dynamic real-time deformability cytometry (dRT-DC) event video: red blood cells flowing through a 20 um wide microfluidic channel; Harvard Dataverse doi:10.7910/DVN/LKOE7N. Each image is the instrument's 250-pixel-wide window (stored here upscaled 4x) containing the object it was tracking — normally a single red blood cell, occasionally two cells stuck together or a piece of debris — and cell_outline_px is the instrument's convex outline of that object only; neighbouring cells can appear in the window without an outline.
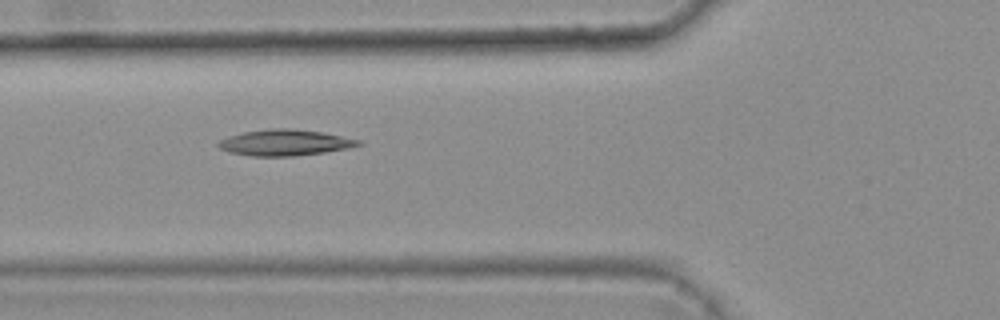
{"species": "common noctule bat (a hibernating species)", "species_latin": "Nyctalus noctula", "temperature_condition": "warm", "stored_images_in_passage": 3, "camera_frame_rate_fps": 3000, "um_per_image_px": 0.085, "animal": {"sex": "female", "body_mass_g": 25.1}, "frame": {"image": 1, "passage_image": 2, "time_ms": 0.333, "image_size_px": [1000, 320], "cell_outline_px": [[364, 144], [348, 148], [324, 152], [292, 156], [252, 156], [228, 152], [220, 148], [216, 144], [220, 140], [228, 136], [244, 132], [272, 128], [292, 128], [320, 132], [360, 140]], "centroid_in_image_um": [24.19, 12.12], "position_along_channel_um": 101.6, "area_um2": 21.1}}
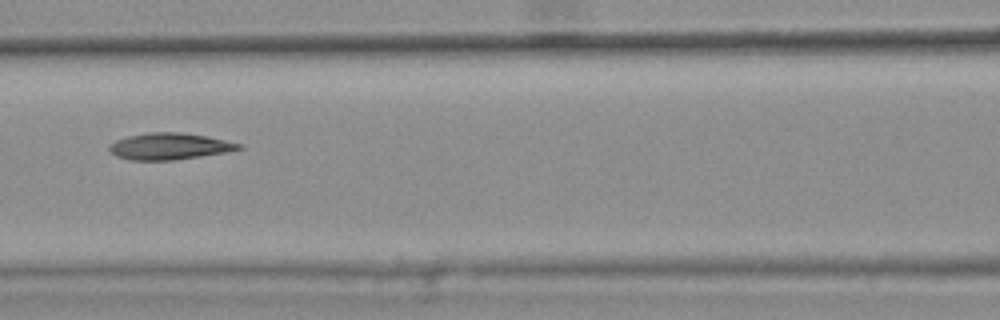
{"frame": {"image": 2, "passage_image": 3, "time_ms": 0.667, "image_size_px": [1000, 320], "cell_outline_px": [[244, 148], [224, 152], [200, 156], [172, 160], [128, 160], [116, 156], [108, 148], [108, 144], [116, 140], [128, 136], [148, 132], [176, 132], [204, 136], [244, 144]], "centroid_in_image_um": [14.37, 12.44], "position_along_channel_um": 152.2, "area_um2": 19.88}}